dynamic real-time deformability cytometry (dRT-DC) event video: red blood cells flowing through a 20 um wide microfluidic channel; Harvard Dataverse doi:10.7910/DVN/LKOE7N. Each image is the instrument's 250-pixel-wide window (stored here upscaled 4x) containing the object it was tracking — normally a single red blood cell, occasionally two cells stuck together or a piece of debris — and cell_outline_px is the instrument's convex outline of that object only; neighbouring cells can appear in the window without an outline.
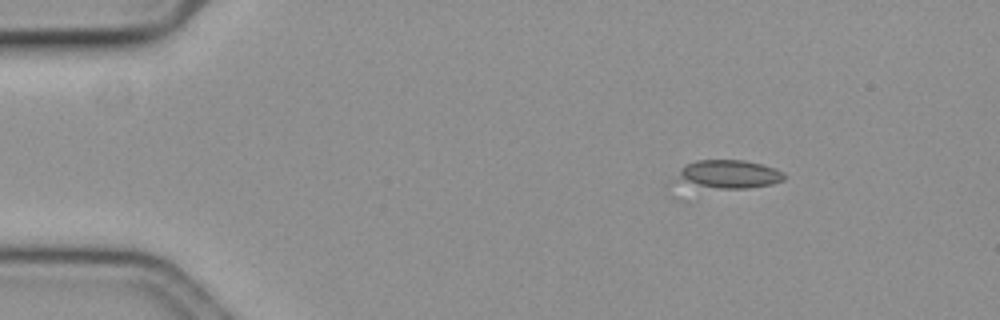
{"species": "common noctule bat (a hibernating species)", "species_latin": "Nyctalus noctula", "temperature_condition": "cold", "stored_images_in_passage": 2, "camera_frame_rate_fps": 3000, "um_per_image_px": 0.085, "animal": {"sex": "female", "body_mass_g": 19.3, "forearm_length_mm": 54.1}, "frame": {"image": 1, "passage_image": 2, "time_ms": 0.333, "image_size_px": [1000, 320], "cell_outline_px": [[784, 180], [772, 184], [744, 188], [704, 188], [676, 180], [680, 168], [696, 160], [744, 160], [760, 164], [772, 168], [780, 172], [784, 176]], "centroid_in_image_um": [61.89, 14.81], "position_along_channel_um": 23.1, "area_um2": 17.51}}